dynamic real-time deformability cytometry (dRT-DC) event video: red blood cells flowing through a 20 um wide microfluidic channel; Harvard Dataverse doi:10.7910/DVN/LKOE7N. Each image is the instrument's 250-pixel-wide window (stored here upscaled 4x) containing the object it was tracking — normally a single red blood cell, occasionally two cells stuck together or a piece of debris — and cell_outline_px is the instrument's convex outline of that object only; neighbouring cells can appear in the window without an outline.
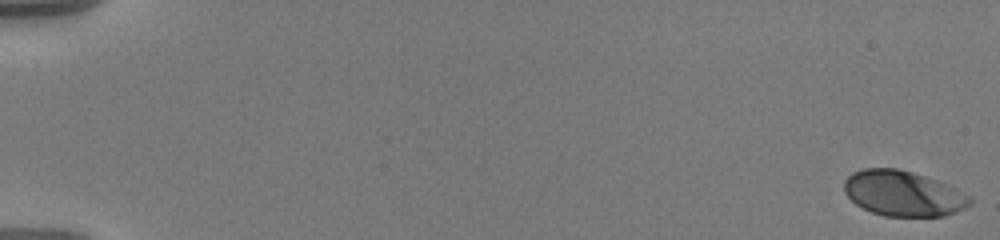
{"species": "human", "species_latin": "Homo sapiens", "temperature_condition": "warm", "stored_images_in_passage": 51, "camera_frame_rate_fps": 3000, "um_per_image_px": 0.085, "donor": {"sex": "male"}, "frame": {"image": 1, "passage_image": 1, "time_ms": 0.0, "image_size_px": [1000, 240], "cell_outline_px": [[972, 204], [956, 212], [944, 216], [884, 216], [872, 212], [856, 204], [844, 192], [844, 180], [852, 172], [864, 168], [896, 168], [912, 172], [936, 180], [968, 196], [972, 200]], "centroid_in_image_um": [76.72, 16.45], "position_along_channel_um": 8.3, "area_um2": 32.89}}
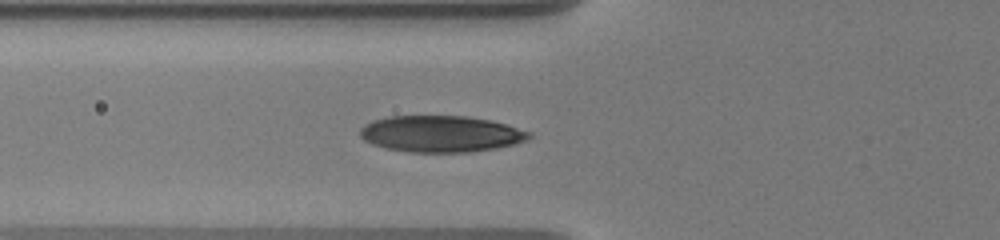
{"frame": {"image": 2, "passage_image": 26, "time_ms": 7.333, "image_size_px": [1000, 240], "cell_outline_px": [[532, 136], [524, 140], [512, 144], [496, 148], [468, 152], [412, 152], [384, 148], [372, 144], [364, 140], [360, 136], [360, 128], [364, 124], [372, 120], [388, 116], [468, 116], [492, 120], [508, 124], [532, 132]], "centroid_in_image_um": [37.46, 11.37], "position_along_channel_um": 88.3, "area_um2": 36.07}}
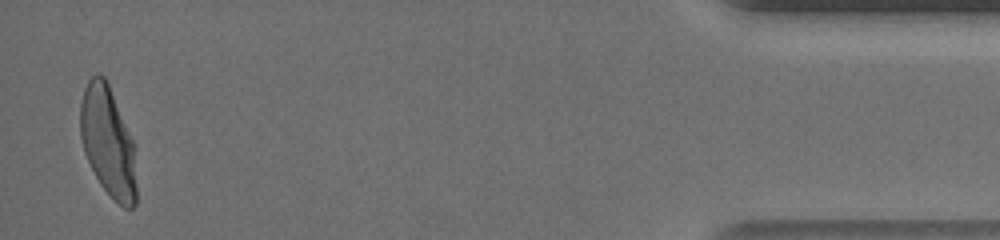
{"frame": {"image": 3, "passage_image": 49, "time_ms": 18.667, "image_size_px": [1000, 240], "cell_outline_px": [[136, 204], [132, 208], [124, 208], [100, 184], [84, 152], [80, 136], [80, 104], [84, 88], [88, 80], [96, 72], [104, 76], [108, 84], [132, 140], [136, 188]], "centroid_in_image_um": [9.14, 12.02], "position_along_channel_um": 426.1, "area_um2": 35.2}, "authors_computed_cell_mechanics": {"area_um2": 34.6222, "velocity_mm_per_s": 3.5885, "shape_relaxation_time_tau1_ms": 4.0955, "shape_relaxation_time_tau2_ms": null, "deformation_change_tau1": 0.1858, "deformation_change_tau2": null}}